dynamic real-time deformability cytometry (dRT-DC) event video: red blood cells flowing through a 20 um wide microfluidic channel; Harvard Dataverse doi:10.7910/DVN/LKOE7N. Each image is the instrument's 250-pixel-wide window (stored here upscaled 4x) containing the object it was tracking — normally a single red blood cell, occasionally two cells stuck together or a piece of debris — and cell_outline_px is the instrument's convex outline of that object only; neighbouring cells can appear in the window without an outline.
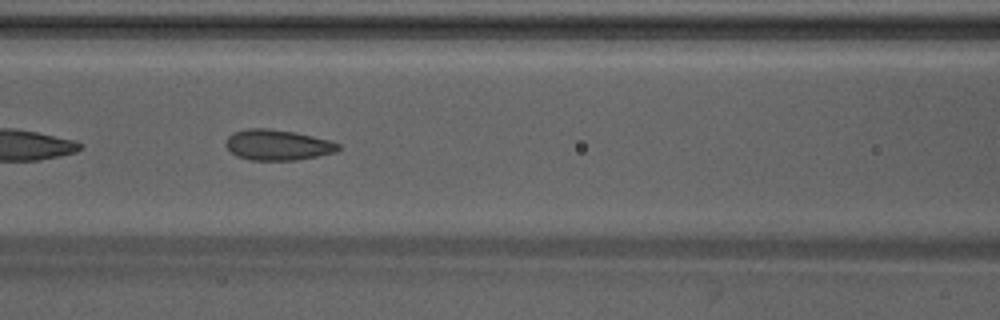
{"species": "Egyptian fruit bat (a non-hibernating species)", "species_latin": "Rousettus aegyptiacus", "temperature_condition": "warm", "stored_images_in_passage": 37, "camera_frame_rate_fps": 3000, "um_per_image_px": 0.085, "animal": {"sex": "male"}, "frame": {"image": 1, "passage_image": 22, "time_ms": 7.0, "image_size_px": [1000, 320], "cell_outline_px": [[340, 148], [336, 152], [296, 160], [252, 160], [236, 156], [224, 144], [228, 136], [232, 132], [248, 128], [268, 128], [292, 132], [332, 140], [340, 144]], "centroid_in_image_um": [23.59, 12.31], "position_along_channel_um": 143.0, "area_um2": 20.06}}